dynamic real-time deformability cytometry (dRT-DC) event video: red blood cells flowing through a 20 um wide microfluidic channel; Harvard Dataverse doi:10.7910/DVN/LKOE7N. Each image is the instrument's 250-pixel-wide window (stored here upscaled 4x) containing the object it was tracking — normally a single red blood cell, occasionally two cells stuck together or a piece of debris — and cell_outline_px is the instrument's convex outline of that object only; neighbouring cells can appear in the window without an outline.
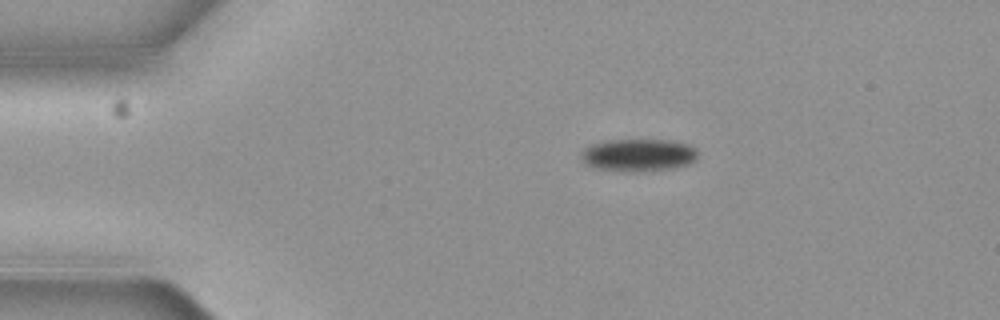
{"species": "common noctule bat (a hibernating species)", "species_latin": "Nyctalus noctula", "temperature_condition": "cold", "stored_images_in_passage": 4, "camera_frame_rate_fps": 3000, "um_per_image_px": 0.085, "animal": {"sex": "female", "body_mass_g": 19.3, "forearm_length_mm": 54.1}, "frame": {"image": 1, "passage_image": 1, "time_ms": 0.0, "image_size_px": [1000, 320], "cell_outline_px": [[696, 160], [688, 164], [672, 168], [624, 172], [596, 168], [584, 164], [580, 160], [580, 152], [584, 148], [596, 144], [612, 140], [668, 140], [688, 144], [696, 148]], "centroid_in_image_um": [54.23, 13.19], "position_along_channel_um": 30.8, "area_um2": 21.96}}
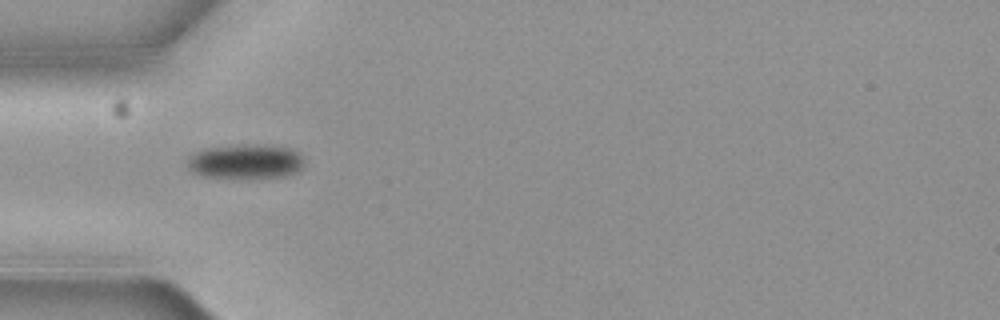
{"frame": {"image": 2, "passage_image": 3, "time_ms": 0.667, "image_size_px": [1000, 320], "cell_outline_px": [[304, 164], [296, 172], [284, 176], [204, 176], [196, 172], [188, 164], [188, 160], [196, 152], [204, 148], [244, 144], [288, 148], [300, 152], [304, 156]], "centroid_in_image_um": [20.94, 13.69], "position_along_channel_um": 64.1, "area_um2": 22.54}}
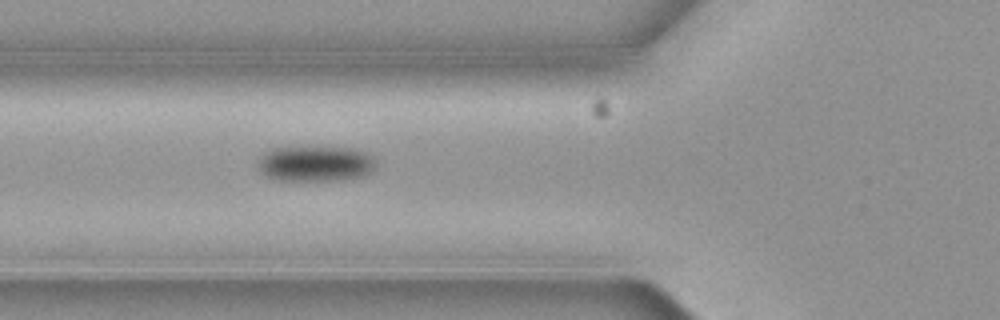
{"frame": {"image": 3, "passage_image": 4, "time_ms": 1.0, "image_size_px": [1000, 320], "cell_outline_px": [[376, 168], [360, 176], [344, 180], [280, 180], [268, 176], [260, 168], [260, 156], [264, 152], [272, 148], [356, 148], [372, 156], [376, 160]], "centroid_in_image_um": [26.87, 13.91], "position_along_channel_um": 98.9, "area_um2": 23.99}}